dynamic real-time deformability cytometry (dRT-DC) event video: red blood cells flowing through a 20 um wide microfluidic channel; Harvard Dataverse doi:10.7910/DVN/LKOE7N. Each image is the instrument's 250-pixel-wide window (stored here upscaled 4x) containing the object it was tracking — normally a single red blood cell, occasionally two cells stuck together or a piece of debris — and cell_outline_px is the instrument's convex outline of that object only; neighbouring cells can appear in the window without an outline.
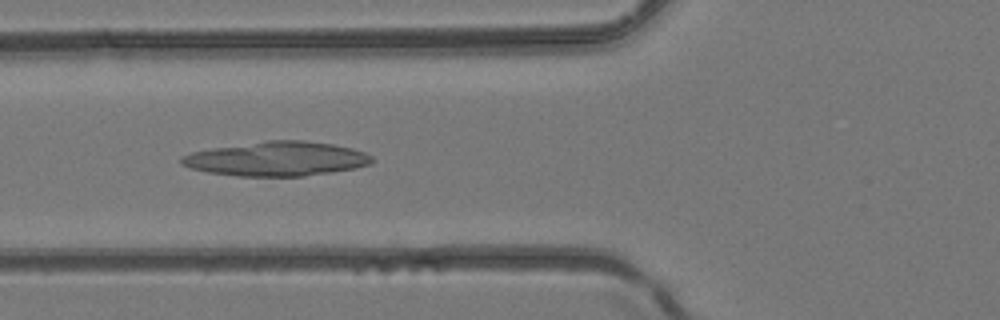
{"species": "common noctule bat (a hibernating species)", "species_latin": "Nyctalus noctula", "temperature_condition": "room temperature", "stored_images_in_passage": 25, "camera_frame_rate_fps": 3000, "um_per_image_px": 0.085, "animal": {"sex": "female", "body_mass_g": 24.6, "forearm_length_mm": 56.2}, "frame": {"image": 1, "passage_image": 17, "time_ms": 5.333, "image_size_px": [1000, 320], "cell_outline_px": [[372, 164], [356, 168], [332, 172], [304, 176], [236, 176], [208, 172], [192, 168], [180, 164], [180, 156], [192, 152], [212, 148], [268, 140], [304, 140], [332, 144], [352, 148], [364, 152], [372, 156]], "centroid_in_image_um": [23.53, 13.5], "position_along_channel_um": 102.3, "area_um2": 38.15}}
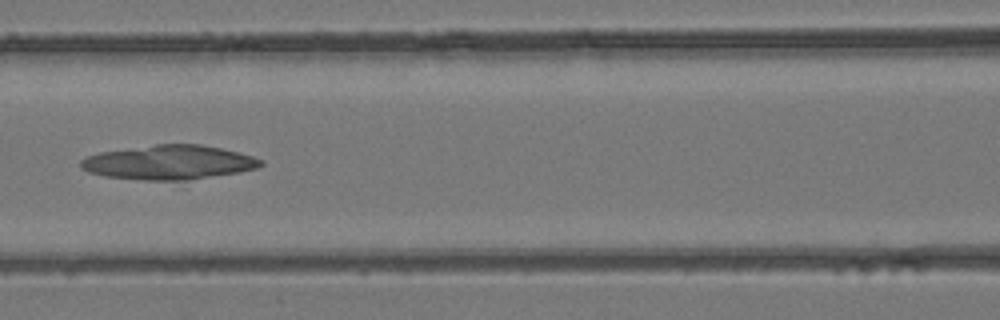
{"frame": {"image": 2, "passage_image": 20, "time_ms": 6.333, "image_size_px": [1000, 320], "cell_outline_px": [[264, 164], [256, 168], [240, 172], [184, 180], [144, 180], [104, 176], [88, 172], [80, 168], [80, 160], [88, 156], [100, 152], [156, 144], [200, 144], [220, 148], [252, 156], [264, 160]], "centroid_in_image_um": [14.34, 13.8], "position_along_channel_um": 152.3, "area_um2": 35.78}}
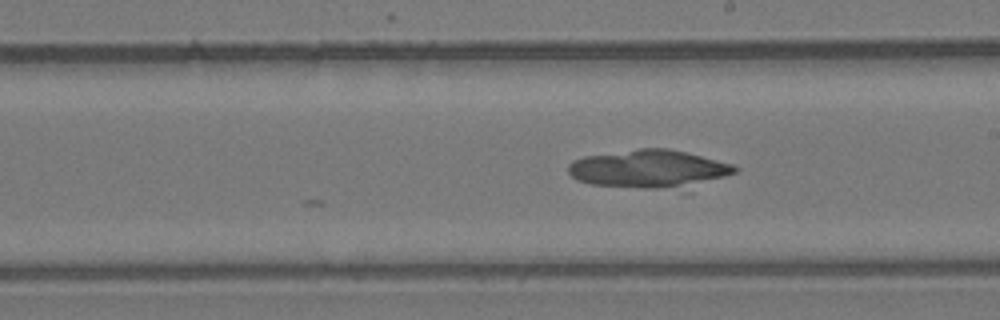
{"frame": {"image": 3, "passage_image": 25, "time_ms": 8.0, "image_size_px": [1000, 320], "cell_outline_px": [[740, 168], [736, 172], [724, 176], [656, 188], [644, 188], [592, 184], [576, 180], [568, 172], [568, 164], [572, 160], [584, 156], [640, 148], [668, 148], [732, 164]], "centroid_in_image_um": [54.99, 14.3], "position_along_channel_um": 234.0, "area_um2": 35.26}}